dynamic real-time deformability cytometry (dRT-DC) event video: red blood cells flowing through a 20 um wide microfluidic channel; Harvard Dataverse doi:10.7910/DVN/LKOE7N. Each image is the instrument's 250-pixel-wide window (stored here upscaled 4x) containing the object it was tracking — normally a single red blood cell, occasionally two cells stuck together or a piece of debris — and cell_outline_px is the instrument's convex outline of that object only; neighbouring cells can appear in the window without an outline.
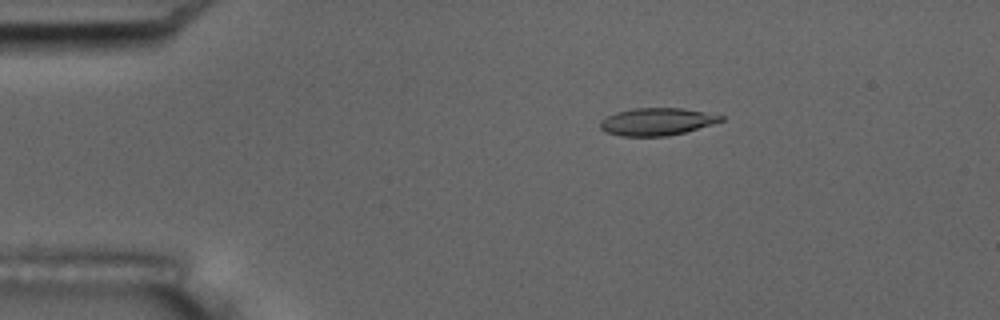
{"species": "common noctule bat (a hibernating species)", "species_latin": "Nyctalus noctula", "temperature_condition": "room temperature", "stored_images_in_passage": 4, "camera_frame_rate_fps": 3000, "um_per_image_px": 0.085, "animal": {"sex": "male", "body_mass_g": 17.5, "forearm_length_mm": 52.3}, "frame": {"image": 1, "passage_image": 3, "time_ms": 3.0, "image_size_px": [1000, 320], "cell_outline_px": [[724, 120], [712, 124], [684, 132], [668, 136], [620, 136], [608, 132], [600, 128], [600, 120], [616, 112], [632, 108], [680, 108], [704, 112], [724, 116]], "centroid_in_image_um": [55.81, 10.34], "position_along_channel_um": 29.2, "area_um2": 19.13}}